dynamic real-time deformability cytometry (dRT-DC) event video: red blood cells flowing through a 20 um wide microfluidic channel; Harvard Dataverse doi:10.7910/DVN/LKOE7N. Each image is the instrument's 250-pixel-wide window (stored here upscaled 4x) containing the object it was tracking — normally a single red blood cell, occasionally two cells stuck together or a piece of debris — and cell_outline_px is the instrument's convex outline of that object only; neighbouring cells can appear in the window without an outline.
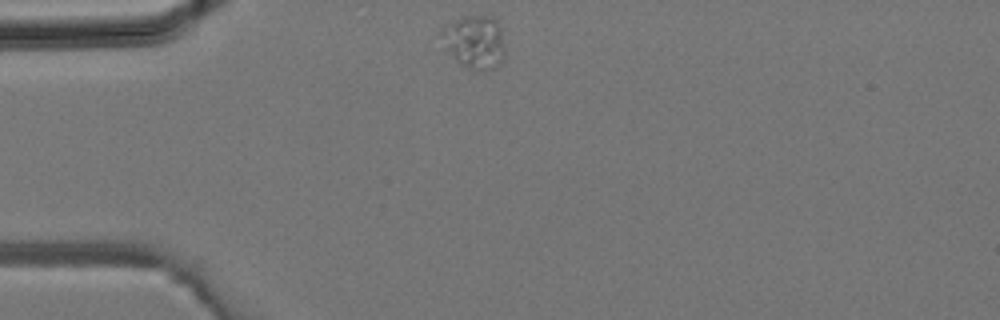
{"species": "common noctule bat (a hibernating species)", "species_latin": "Nyctalus noctula", "temperature_condition": "room temperature", "stored_images_in_passage": 29, "camera_frame_rate_fps": 3000, "um_per_image_px": 0.085, "animal": {"sex": "male", "body_mass_g": 19.2, "forearm_length_mm": 51.8}, "frame": {"image": 1, "passage_image": 1, "time_ms": 0.0, "image_size_px": [1000, 320], "cell_outline_px": [[504, 60], [496, 68], [484, 72], [476, 72], [460, 64], [444, 48], [440, 32], [460, 16], [492, 16], [500, 20], [504, 48]], "centroid_in_image_um": [40.39, 3.59], "position_along_channel_um": 44.6, "area_um2": 20.23}}
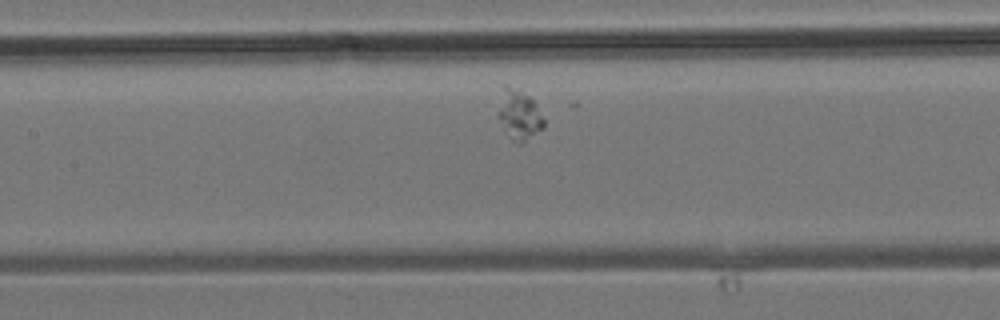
{"frame": {"image": 2, "passage_image": 9, "time_ms": 2.667, "image_size_px": [1000, 320], "cell_outline_px": [[544, 128], [520, 144], [512, 140], [496, 116], [496, 112], [500, 84], [508, 84], [528, 96], [536, 104], [544, 120]], "centroid_in_image_um": [44.05, 9.7], "position_along_channel_um": 163.4, "area_um2": 13.64}}
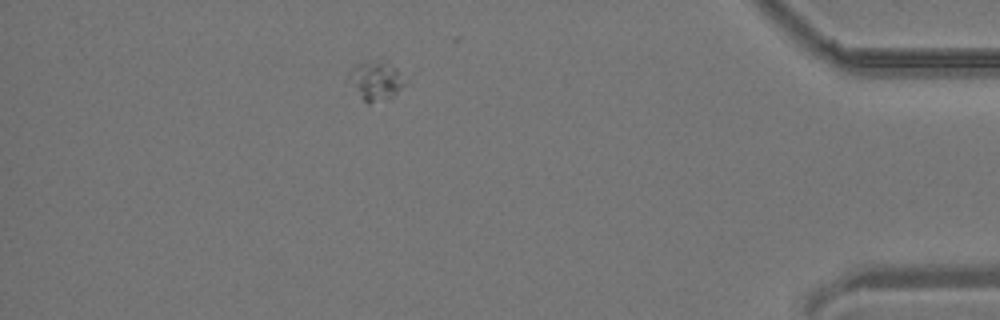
{"frame": {"image": 3, "passage_image": 25, "time_ms": 8.0, "image_size_px": [1000, 320], "cell_outline_px": [[404, 84], [392, 96], [368, 104], [364, 100], [348, 76], [348, 72], [356, 64], [364, 60], [380, 56], [388, 60], [396, 68]], "centroid_in_image_um": [31.93, 6.73], "position_along_channel_um": 403.3, "area_um2": 12.6}}